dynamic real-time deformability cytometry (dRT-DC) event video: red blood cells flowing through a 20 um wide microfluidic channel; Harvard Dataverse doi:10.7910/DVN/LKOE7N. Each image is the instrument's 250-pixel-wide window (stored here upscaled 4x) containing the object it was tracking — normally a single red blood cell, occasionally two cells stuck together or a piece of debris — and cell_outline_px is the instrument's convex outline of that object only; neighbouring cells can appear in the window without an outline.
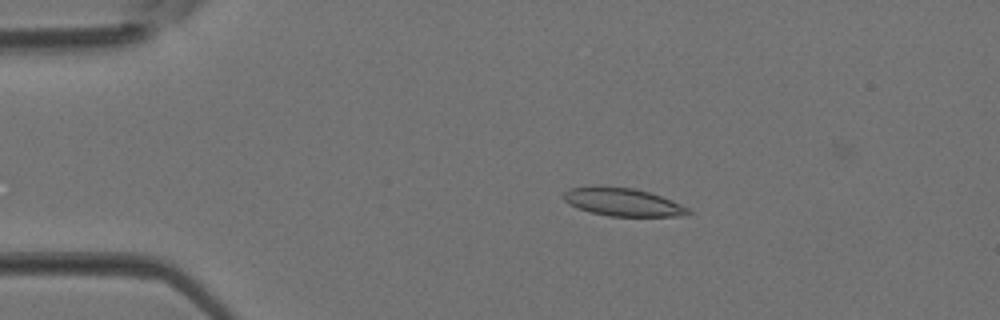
{"species": "Egyptian fruit bat (a non-hibernating species)", "species_latin": "Rousettus aegyptiacus", "temperature_condition": "room temperature", "stored_images_in_passage": 4, "camera_frame_rate_fps": 3000, "um_per_image_px": 0.085, "animal": {"sex": "female"}, "frame": {"image": 1, "passage_image": 3, "time_ms": 0.667, "image_size_px": [1000, 320], "cell_outline_px": [[692, 212], [688, 216], [608, 216], [592, 212], [568, 204], [564, 200], [564, 192], [572, 188], [632, 188], [648, 192], [672, 200], [688, 208]], "centroid_in_image_um": [53.02, 17.22], "position_along_channel_um": 32.0, "area_um2": 19.59}}